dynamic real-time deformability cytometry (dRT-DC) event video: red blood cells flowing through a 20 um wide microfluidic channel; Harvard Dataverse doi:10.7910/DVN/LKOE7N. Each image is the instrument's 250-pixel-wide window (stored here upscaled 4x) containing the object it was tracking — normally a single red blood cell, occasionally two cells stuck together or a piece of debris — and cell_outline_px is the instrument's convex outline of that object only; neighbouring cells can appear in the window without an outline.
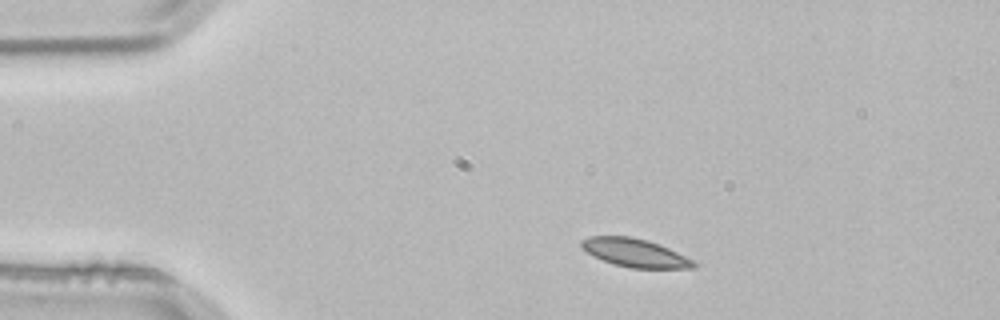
{"species": "common noctule bat (a hibernating species)", "species_latin": "Nyctalus noctula", "temperature_condition": "room temperature", "stored_images_in_passage": 2, "camera_frame_rate_fps": 3000, "um_per_image_px": 0.085, "animal": {"sex": "male", "body_mass_g": 21.5, "forearm_length_mm": 52.0}, "frame": {"image": 1, "passage_image": 1, "time_ms": 0.0, "image_size_px": [1000, 320], "cell_outline_px": [[696, 268], [632, 268], [612, 264], [588, 252], [580, 244], [580, 240], [588, 236], [628, 236], [648, 240], [660, 244], [692, 260], [696, 264]], "centroid_in_image_um": [53.96, 21.48], "position_along_channel_um": 31.0, "area_um2": 18.26}}